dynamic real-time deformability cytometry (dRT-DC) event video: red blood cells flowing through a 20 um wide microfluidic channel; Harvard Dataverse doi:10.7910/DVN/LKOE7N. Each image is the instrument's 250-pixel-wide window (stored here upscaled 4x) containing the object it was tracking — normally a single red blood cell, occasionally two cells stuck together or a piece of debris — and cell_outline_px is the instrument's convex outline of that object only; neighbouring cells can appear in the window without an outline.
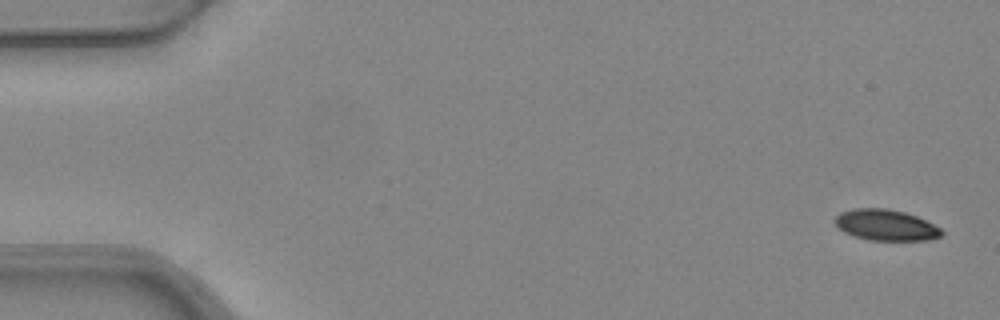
{"species": "common noctule bat (a hibernating species)", "species_latin": "Nyctalus noctula", "temperature_condition": "warm", "stored_images_in_passage": 5, "camera_frame_rate_fps": 3000, "um_per_image_px": 0.085, "animal": {"sex": "female", "body_mass_g": 24.6, "forearm_length_mm": 56.2}, "frame": {"image": 1, "passage_image": 1, "time_ms": 0.0, "image_size_px": [1000, 320], "cell_outline_px": [[944, 232], [940, 236], [928, 240], [868, 240], [844, 232], [832, 220], [840, 212], [852, 208], [888, 208], [904, 212], [916, 216], [940, 228]], "centroid_in_image_um": [75.26, 19.12], "position_along_channel_um": 9.7, "area_um2": 19.19}}
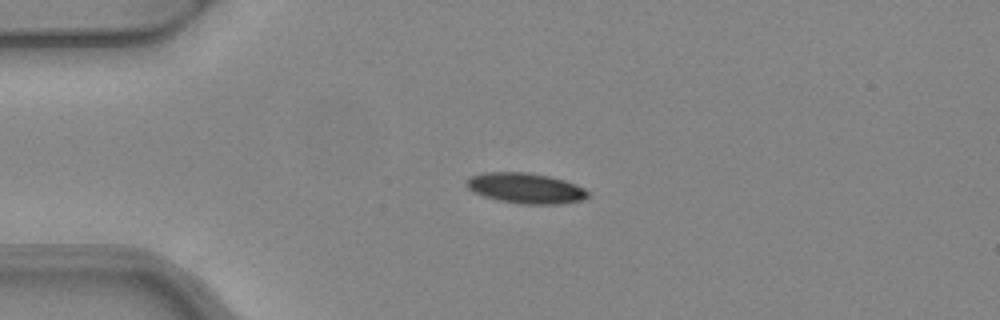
{"frame": {"image": 2, "passage_image": 4, "time_ms": 1.0, "image_size_px": [1000, 320], "cell_outline_px": [[588, 196], [580, 200], [556, 204], [520, 204], [496, 200], [484, 196], [468, 188], [464, 184], [464, 180], [468, 176], [484, 172], [528, 172], [548, 176], [564, 180], [576, 184], [584, 188], [588, 192]], "centroid_in_image_um": [44.61, 15.98], "position_along_channel_um": 40.4, "area_um2": 21.62}}